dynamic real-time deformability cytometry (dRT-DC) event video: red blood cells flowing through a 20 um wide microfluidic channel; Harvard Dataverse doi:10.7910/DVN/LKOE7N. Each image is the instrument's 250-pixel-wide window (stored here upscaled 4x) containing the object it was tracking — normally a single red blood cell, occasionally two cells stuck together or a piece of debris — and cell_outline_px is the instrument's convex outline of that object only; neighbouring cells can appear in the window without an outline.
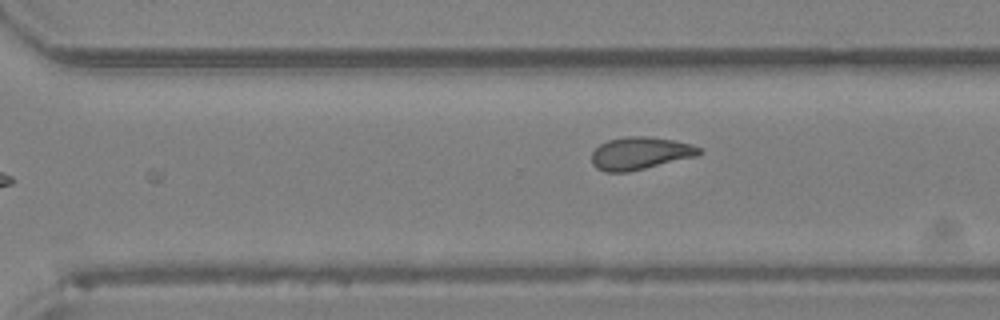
{"species": "Egyptian fruit bat (a non-hibernating species)", "species_latin": "Rousettus aegyptiacus", "temperature_condition": "room temperature", "stored_images_in_passage": 16, "camera_frame_rate_fps": 3000, "um_per_image_px": 0.085, "animal": {"sex": "female"}, "frame": {"image": 1, "passage_image": 16, "time_ms": 5.0, "image_size_px": [1000, 320], "cell_outline_px": [[704, 152], [696, 156], [628, 172], [604, 172], [596, 168], [592, 164], [592, 152], [600, 144], [608, 140], [628, 136], [644, 136], [672, 140], [692, 144], [700, 148]], "centroid_in_image_um": [54.4, 13.03], "position_along_channel_um": 316.2, "area_um2": 20.29}}